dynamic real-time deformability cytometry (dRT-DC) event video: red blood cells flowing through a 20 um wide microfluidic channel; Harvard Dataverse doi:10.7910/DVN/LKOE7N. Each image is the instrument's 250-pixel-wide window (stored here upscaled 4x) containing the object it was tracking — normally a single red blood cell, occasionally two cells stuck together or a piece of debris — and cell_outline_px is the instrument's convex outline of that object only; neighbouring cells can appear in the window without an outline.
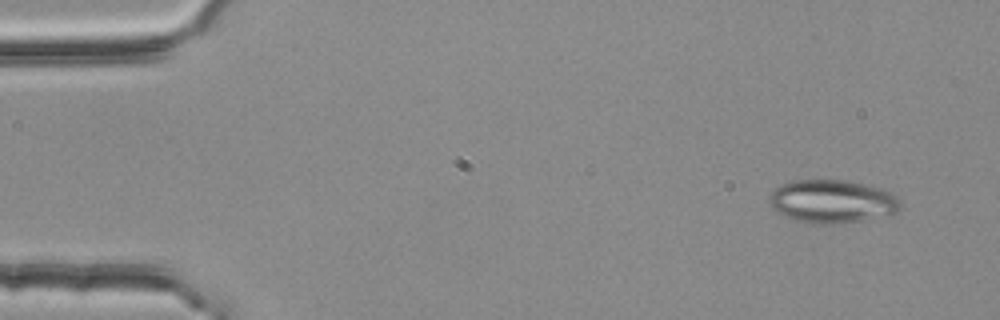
{"species": "common noctule bat (a hibernating species)", "species_latin": "Nyctalus noctula", "temperature_condition": "room temperature", "stored_images_in_passage": 4, "camera_frame_rate_fps": 3000, "um_per_image_px": 0.085, "animal": {"sex": "female", "body_mass_g": 25.1}, "frame": {"image": 1, "passage_image": 1, "time_ms": 0.0, "image_size_px": [1000, 320], "cell_outline_px": [[904, 208], [896, 212], [860, 220], [832, 224], [824, 224], [796, 220], [784, 216], [776, 212], [772, 208], [768, 200], [768, 196], [776, 188], [792, 180], [844, 180], [864, 184], [880, 188], [892, 192], [900, 200]], "centroid_in_image_um": [70.73, 17.11], "position_along_channel_um": 14.3, "area_um2": 32.83}}